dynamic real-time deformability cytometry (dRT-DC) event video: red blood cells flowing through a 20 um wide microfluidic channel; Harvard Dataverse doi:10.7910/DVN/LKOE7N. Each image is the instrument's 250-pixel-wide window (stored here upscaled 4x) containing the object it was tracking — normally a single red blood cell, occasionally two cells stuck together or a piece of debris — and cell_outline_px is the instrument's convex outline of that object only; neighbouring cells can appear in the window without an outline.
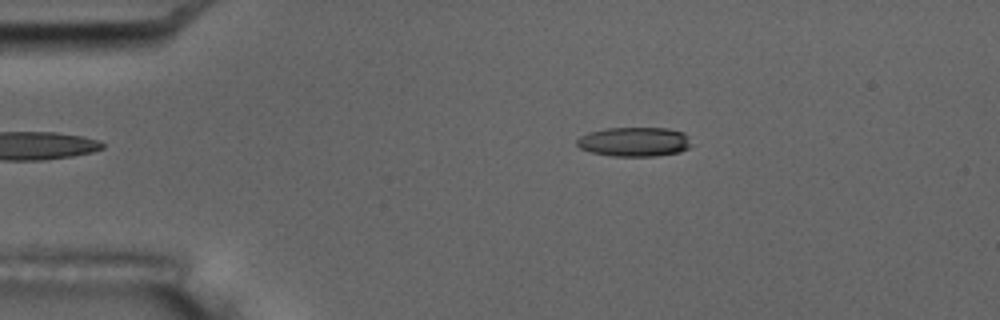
{"species": "common noctule bat (a hibernating species)", "species_latin": "Nyctalus noctula", "temperature_condition": "room temperature", "stored_images_in_passage": 6, "camera_frame_rate_fps": 3000, "um_per_image_px": 0.085, "animal": {"sex": "male", "body_mass_g": 17.5, "forearm_length_mm": 52.3}, "frame": {"image": 1, "passage_image": 3, "time_ms": 2.333, "image_size_px": [1000, 320], "cell_outline_px": [[688, 148], [680, 152], [656, 156], [612, 156], [592, 152], [580, 148], [576, 144], [576, 140], [580, 136], [588, 132], [608, 128], [668, 128], [684, 132], [688, 136]], "centroid_in_image_um": [53.9, 12.05], "position_along_channel_um": 31.1, "area_um2": 19.54}}